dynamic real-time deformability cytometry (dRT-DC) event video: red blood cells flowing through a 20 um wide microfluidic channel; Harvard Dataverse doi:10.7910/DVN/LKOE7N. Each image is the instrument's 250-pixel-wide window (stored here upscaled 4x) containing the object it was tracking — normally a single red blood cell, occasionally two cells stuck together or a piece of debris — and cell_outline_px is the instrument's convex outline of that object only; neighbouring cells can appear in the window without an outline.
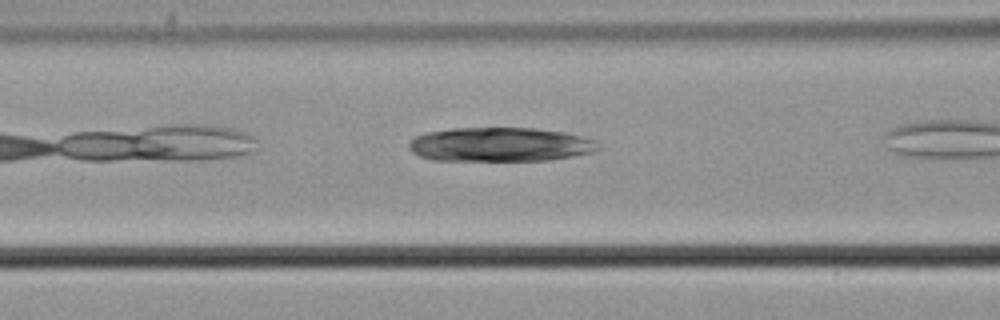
{"species": "common noctule bat (a hibernating species)", "species_latin": "Nyctalus noctula", "temperature_condition": "cold", "stored_images_in_passage": 12, "camera_frame_rate_fps": 3000, "um_per_image_px": 0.085, "animal": {"sex": "male", "body_mass_g": 21.5, "forearm_length_mm": 52.0}, "frame": {"image": 1, "passage_image": 7, "time_ms": 2.0, "image_size_px": [1000, 320], "cell_outline_px": [[600, 148], [592, 152], [572, 156], [548, 160], [432, 160], [420, 156], [412, 152], [408, 148], [408, 144], [416, 136], [424, 132], [452, 128], [536, 128], [564, 132], [596, 140], [600, 144]], "centroid_in_image_um": [42.49, 12.28], "position_along_channel_um": 124.1, "area_um2": 37.69}}